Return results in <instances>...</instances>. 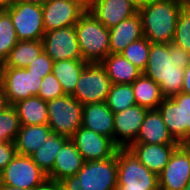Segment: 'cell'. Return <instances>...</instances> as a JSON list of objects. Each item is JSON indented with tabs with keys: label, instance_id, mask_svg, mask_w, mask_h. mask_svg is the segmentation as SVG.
<instances>
[{
	"label": "cell",
	"instance_id": "cell-1",
	"mask_svg": "<svg viewBox=\"0 0 190 190\" xmlns=\"http://www.w3.org/2000/svg\"><path fill=\"white\" fill-rule=\"evenodd\" d=\"M189 63L187 50L173 43H151L143 74L159 85L165 98H170L182 92L184 68Z\"/></svg>",
	"mask_w": 190,
	"mask_h": 190
},
{
	"label": "cell",
	"instance_id": "cell-2",
	"mask_svg": "<svg viewBox=\"0 0 190 190\" xmlns=\"http://www.w3.org/2000/svg\"><path fill=\"white\" fill-rule=\"evenodd\" d=\"M187 3V0H151L139 9L144 38L151 43H172L178 16Z\"/></svg>",
	"mask_w": 190,
	"mask_h": 190
},
{
	"label": "cell",
	"instance_id": "cell-3",
	"mask_svg": "<svg viewBox=\"0 0 190 190\" xmlns=\"http://www.w3.org/2000/svg\"><path fill=\"white\" fill-rule=\"evenodd\" d=\"M60 182L63 190H116L117 157L86 161L76 175Z\"/></svg>",
	"mask_w": 190,
	"mask_h": 190
},
{
	"label": "cell",
	"instance_id": "cell-4",
	"mask_svg": "<svg viewBox=\"0 0 190 190\" xmlns=\"http://www.w3.org/2000/svg\"><path fill=\"white\" fill-rule=\"evenodd\" d=\"M74 26L84 61L87 63H100L110 54L109 29L88 10Z\"/></svg>",
	"mask_w": 190,
	"mask_h": 190
},
{
	"label": "cell",
	"instance_id": "cell-5",
	"mask_svg": "<svg viewBox=\"0 0 190 190\" xmlns=\"http://www.w3.org/2000/svg\"><path fill=\"white\" fill-rule=\"evenodd\" d=\"M116 190H159L158 175L147 169L128 148H119Z\"/></svg>",
	"mask_w": 190,
	"mask_h": 190
},
{
	"label": "cell",
	"instance_id": "cell-6",
	"mask_svg": "<svg viewBox=\"0 0 190 190\" xmlns=\"http://www.w3.org/2000/svg\"><path fill=\"white\" fill-rule=\"evenodd\" d=\"M157 110L172 137L180 144H190V94L164 98Z\"/></svg>",
	"mask_w": 190,
	"mask_h": 190
},
{
	"label": "cell",
	"instance_id": "cell-7",
	"mask_svg": "<svg viewBox=\"0 0 190 190\" xmlns=\"http://www.w3.org/2000/svg\"><path fill=\"white\" fill-rule=\"evenodd\" d=\"M48 123L53 133L69 139L82 126L83 105L72 95L47 102Z\"/></svg>",
	"mask_w": 190,
	"mask_h": 190
},
{
	"label": "cell",
	"instance_id": "cell-8",
	"mask_svg": "<svg viewBox=\"0 0 190 190\" xmlns=\"http://www.w3.org/2000/svg\"><path fill=\"white\" fill-rule=\"evenodd\" d=\"M110 87V78L101 63H88L80 74L72 96L82 105L106 102Z\"/></svg>",
	"mask_w": 190,
	"mask_h": 190
},
{
	"label": "cell",
	"instance_id": "cell-9",
	"mask_svg": "<svg viewBox=\"0 0 190 190\" xmlns=\"http://www.w3.org/2000/svg\"><path fill=\"white\" fill-rule=\"evenodd\" d=\"M47 179V175L30 156L16 154L0 172V185L33 190Z\"/></svg>",
	"mask_w": 190,
	"mask_h": 190
},
{
	"label": "cell",
	"instance_id": "cell-10",
	"mask_svg": "<svg viewBox=\"0 0 190 190\" xmlns=\"http://www.w3.org/2000/svg\"><path fill=\"white\" fill-rule=\"evenodd\" d=\"M6 11L12 19L19 41L42 40L45 34L42 5L16 2Z\"/></svg>",
	"mask_w": 190,
	"mask_h": 190
},
{
	"label": "cell",
	"instance_id": "cell-11",
	"mask_svg": "<svg viewBox=\"0 0 190 190\" xmlns=\"http://www.w3.org/2000/svg\"><path fill=\"white\" fill-rule=\"evenodd\" d=\"M42 75H35L26 68L3 67L2 88L10 105L37 96Z\"/></svg>",
	"mask_w": 190,
	"mask_h": 190
},
{
	"label": "cell",
	"instance_id": "cell-12",
	"mask_svg": "<svg viewBox=\"0 0 190 190\" xmlns=\"http://www.w3.org/2000/svg\"><path fill=\"white\" fill-rule=\"evenodd\" d=\"M190 181V144H180L158 175L159 190H184Z\"/></svg>",
	"mask_w": 190,
	"mask_h": 190
},
{
	"label": "cell",
	"instance_id": "cell-13",
	"mask_svg": "<svg viewBox=\"0 0 190 190\" xmlns=\"http://www.w3.org/2000/svg\"><path fill=\"white\" fill-rule=\"evenodd\" d=\"M70 140L75 144L85 162L114 157L119 149L111 138L83 126L75 131Z\"/></svg>",
	"mask_w": 190,
	"mask_h": 190
},
{
	"label": "cell",
	"instance_id": "cell-14",
	"mask_svg": "<svg viewBox=\"0 0 190 190\" xmlns=\"http://www.w3.org/2000/svg\"><path fill=\"white\" fill-rule=\"evenodd\" d=\"M43 50L54 61L83 60L77 41L75 26L45 32Z\"/></svg>",
	"mask_w": 190,
	"mask_h": 190
},
{
	"label": "cell",
	"instance_id": "cell-15",
	"mask_svg": "<svg viewBox=\"0 0 190 190\" xmlns=\"http://www.w3.org/2000/svg\"><path fill=\"white\" fill-rule=\"evenodd\" d=\"M45 32L74 26L87 11L76 0H48L42 5Z\"/></svg>",
	"mask_w": 190,
	"mask_h": 190
},
{
	"label": "cell",
	"instance_id": "cell-16",
	"mask_svg": "<svg viewBox=\"0 0 190 190\" xmlns=\"http://www.w3.org/2000/svg\"><path fill=\"white\" fill-rule=\"evenodd\" d=\"M148 109L133 105L114 113V142L119 148H128L136 141Z\"/></svg>",
	"mask_w": 190,
	"mask_h": 190
},
{
	"label": "cell",
	"instance_id": "cell-17",
	"mask_svg": "<svg viewBox=\"0 0 190 190\" xmlns=\"http://www.w3.org/2000/svg\"><path fill=\"white\" fill-rule=\"evenodd\" d=\"M179 145L132 143L128 149L147 169L159 175Z\"/></svg>",
	"mask_w": 190,
	"mask_h": 190
},
{
	"label": "cell",
	"instance_id": "cell-18",
	"mask_svg": "<svg viewBox=\"0 0 190 190\" xmlns=\"http://www.w3.org/2000/svg\"><path fill=\"white\" fill-rule=\"evenodd\" d=\"M88 11L108 29L138 12L127 0H96Z\"/></svg>",
	"mask_w": 190,
	"mask_h": 190
},
{
	"label": "cell",
	"instance_id": "cell-19",
	"mask_svg": "<svg viewBox=\"0 0 190 190\" xmlns=\"http://www.w3.org/2000/svg\"><path fill=\"white\" fill-rule=\"evenodd\" d=\"M114 113L106 102L83 105L82 126L114 141Z\"/></svg>",
	"mask_w": 190,
	"mask_h": 190
},
{
	"label": "cell",
	"instance_id": "cell-20",
	"mask_svg": "<svg viewBox=\"0 0 190 190\" xmlns=\"http://www.w3.org/2000/svg\"><path fill=\"white\" fill-rule=\"evenodd\" d=\"M109 34L111 54H119L128 44L144 37L142 22L138 12L135 15L121 21L114 27H111L109 29Z\"/></svg>",
	"mask_w": 190,
	"mask_h": 190
},
{
	"label": "cell",
	"instance_id": "cell-21",
	"mask_svg": "<svg viewBox=\"0 0 190 190\" xmlns=\"http://www.w3.org/2000/svg\"><path fill=\"white\" fill-rule=\"evenodd\" d=\"M134 143L180 144L168 131L159 111L148 110Z\"/></svg>",
	"mask_w": 190,
	"mask_h": 190
},
{
	"label": "cell",
	"instance_id": "cell-22",
	"mask_svg": "<svg viewBox=\"0 0 190 190\" xmlns=\"http://www.w3.org/2000/svg\"><path fill=\"white\" fill-rule=\"evenodd\" d=\"M84 162L75 144L69 139L58 152L47 179L60 182L66 177L74 176L82 168Z\"/></svg>",
	"mask_w": 190,
	"mask_h": 190
},
{
	"label": "cell",
	"instance_id": "cell-23",
	"mask_svg": "<svg viewBox=\"0 0 190 190\" xmlns=\"http://www.w3.org/2000/svg\"><path fill=\"white\" fill-rule=\"evenodd\" d=\"M111 84H132L143 72L119 54H109L101 62Z\"/></svg>",
	"mask_w": 190,
	"mask_h": 190
},
{
	"label": "cell",
	"instance_id": "cell-24",
	"mask_svg": "<svg viewBox=\"0 0 190 190\" xmlns=\"http://www.w3.org/2000/svg\"><path fill=\"white\" fill-rule=\"evenodd\" d=\"M52 130L47 124L43 125H21L14 141L16 153L30 156L46 140Z\"/></svg>",
	"mask_w": 190,
	"mask_h": 190
},
{
	"label": "cell",
	"instance_id": "cell-25",
	"mask_svg": "<svg viewBox=\"0 0 190 190\" xmlns=\"http://www.w3.org/2000/svg\"><path fill=\"white\" fill-rule=\"evenodd\" d=\"M12 106L17 111L21 125H43L48 123L47 102L38 96L19 100Z\"/></svg>",
	"mask_w": 190,
	"mask_h": 190
},
{
	"label": "cell",
	"instance_id": "cell-26",
	"mask_svg": "<svg viewBox=\"0 0 190 190\" xmlns=\"http://www.w3.org/2000/svg\"><path fill=\"white\" fill-rule=\"evenodd\" d=\"M131 85L136 105L148 110H156L165 98L159 85L143 73Z\"/></svg>",
	"mask_w": 190,
	"mask_h": 190
},
{
	"label": "cell",
	"instance_id": "cell-27",
	"mask_svg": "<svg viewBox=\"0 0 190 190\" xmlns=\"http://www.w3.org/2000/svg\"><path fill=\"white\" fill-rule=\"evenodd\" d=\"M84 60H61L53 63L52 73L61 84L65 95H72L84 67Z\"/></svg>",
	"mask_w": 190,
	"mask_h": 190
},
{
	"label": "cell",
	"instance_id": "cell-28",
	"mask_svg": "<svg viewBox=\"0 0 190 190\" xmlns=\"http://www.w3.org/2000/svg\"><path fill=\"white\" fill-rule=\"evenodd\" d=\"M69 140L68 137L51 133L46 140L36 151H34L30 157L33 162L48 175L54 166L55 158L63 147V145Z\"/></svg>",
	"mask_w": 190,
	"mask_h": 190
},
{
	"label": "cell",
	"instance_id": "cell-29",
	"mask_svg": "<svg viewBox=\"0 0 190 190\" xmlns=\"http://www.w3.org/2000/svg\"><path fill=\"white\" fill-rule=\"evenodd\" d=\"M43 51L42 40L19 41L4 61V67L26 68Z\"/></svg>",
	"mask_w": 190,
	"mask_h": 190
},
{
	"label": "cell",
	"instance_id": "cell-30",
	"mask_svg": "<svg viewBox=\"0 0 190 190\" xmlns=\"http://www.w3.org/2000/svg\"><path fill=\"white\" fill-rule=\"evenodd\" d=\"M107 107L113 113L136 105V99L131 84H111L107 99Z\"/></svg>",
	"mask_w": 190,
	"mask_h": 190
},
{
	"label": "cell",
	"instance_id": "cell-31",
	"mask_svg": "<svg viewBox=\"0 0 190 190\" xmlns=\"http://www.w3.org/2000/svg\"><path fill=\"white\" fill-rule=\"evenodd\" d=\"M19 42L12 19L6 10H0V60L8 58L11 49Z\"/></svg>",
	"mask_w": 190,
	"mask_h": 190
},
{
	"label": "cell",
	"instance_id": "cell-32",
	"mask_svg": "<svg viewBox=\"0 0 190 190\" xmlns=\"http://www.w3.org/2000/svg\"><path fill=\"white\" fill-rule=\"evenodd\" d=\"M150 48L151 42L142 37L128 44L120 54L143 72L148 63Z\"/></svg>",
	"mask_w": 190,
	"mask_h": 190
},
{
	"label": "cell",
	"instance_id": "cell-33",
	"mask_svg": "<svg viewBox=\"0 0 190 190\" xmlns=\"http://www.w3.org/2000/svg\"><path fill=\"white\" fill-rule=\"evenodd\" d=\"M175 46L190 53V4L187 3L178 16L173 42Z\"/></svg>",
	"mask_w": 190,
	"mask_h": 190
},
{
	"label": "cell",
	"instance_id": "cell-34",
	"mask_svg": "<svg viewBox=\"0 0 190 190\" xmlns=\"http://www.w3.org/2000/svg\"><path fill=\"white\" fill-rule=\"evenodd\" d=\"M2 142H14L21 124L15 108L11 105L0 114Z\"/></svg>",
	"mask_w": 190,
	"mask_h": 190
},
{
	"label": "cell",
	"instance_id": "cell-35",
	"mask_svg": "<svg viewBox=\"0 0 190 190\" xmlns=\"http://www.w3.org/2000/svg\"><path fill=\"white\" fill-rule=\"evenodd\" d=\"M63 95H65V93L61 87V84L52 72L42 78L37 94L38 97L43 99L45 102H48Z\"/></svg>",
	"mask_w": 190,
	"mask_h": 190
},
{
	"label": "cell",
	"instance_id": "cell-36",
	"mask_svg": "<svg viewBox=\"0 0 190 190\" xmlns=\"http://www.w3.org/2000/svg\"><path fill=\"white\" fill-rule=\"evenodd\" d=\"M53 63L54 61L43 51L36 59H33L26 69L35 75H42V78H44L52 72Z\"/></svg>",
	"mask_w": 190,
	"mask_h": 190
},
{
	"label": "cell",
	"instance_id": "cell-37",
	"mask_svg": "<svg viewBox=\"0 0 190 190\" xmlns=\"http://www.w3.org/2000/svg\"><path fill=\"white\" fill-rule=\"evenodd\" d=\"M16 154L14 142H0V172L12 161Z\"/></svg>",
	"mask_w": 190,
	"mask_h": 190
},
{
	"label": "cell",
	"instance_id": "cell-38",
	"mask_svg": "<svg viewBox=\"0 0 190 190\" xmlns=\"http://www.w3.org/2000/svg\"><path fill=\"white\" fill-rule=\"evenodd\" d=\"M33 190H63L59 181L46 179L41 185L36 186Z\"/></svg>",
	"mask_w": 190,
	"mask_h": 190
},
{
	"label": "cell",
	"instance_id": "cell-39",
	"mask_svg": "<svg viewBox=\"0 0 190 190\" xmlns=\"http://www.w3.org/2000/svg\"><path fill=\"white\" fill-rule=\"evenodd\" d=\"M182 92L190 94V63L184 68Z\"/></svg>",
	"mask_w": 190,
	"mask_h": 190
},
{
	"label": "cell",
	"instance_id": "cell-40",
	"mask_svg": "<svg viewBox=\"0 0 190 190\" xmlns=\"http://www.w3.org/2000/svg\"><path fill=\"white\" fill-rule=\"evenodd\" d=\"M9 106L8 99L4 93L3 88H0V114L3 113Z\"/></svg>",
	"mask_w": 190,
	"mask_h": 190
},
{
	"label": "cell",
	"instance_id": "cell-41",
	"mask_svg": "<svg viewBox=\"0 0 190 190\" xmlns=\"http://www.w3.org/2000/svg\"><path fill=\"white\" fill-rule=\"evenodd\" d=\"M127 1L131 3L138 11L139 9H142L151 0H127Z\"/></svg>",
	"mask_w": 190,
	"mask_h": 190
},
{
	"label": "cell",
	"instance_id": "cell-42",
	"mask_svg": "<svg viewBox=\"0 0 190 190\" xmlns=\"http://www.w3.org/2000/svg\"><path fill=\"white\" fill-rule=\"evenodd\" d=\"M17 0H0V10H6L12 7Z\"/></svg>",
	"mask_w": 190,
	"mask_h": 190
},
{
	"label": "cell",
	"instance_id": "cell-43",
	"mask_svg": "<svg viewBox=\"0 0 190 190\" xmlns=\"http://www.w3.org/2000/svg\"><path fill=\"white\" fill-rule=\"evenodd\" d=\"M87 10L95 3L96 0H76Z\"/></svg>",
	"mask_w": 190,
	"mask_h": 190
},
{
	"label": "cell",
	"instance_id": "cell-44",
	"mask_svg": "<svg viewBox=\"0 0 190 190\" xmlns=\"http://www.w3.org/2000/svg\"><path fill=\"white\" fill-rule=\"evenodd\" d=\"M48 0H17V2L21 3H33V4H39L44 5Z\"/></svg>",
	"mask_w": 190,
	"mask_h": 190
},
{
	"label": "cell",
	"instance_id": "cell-45",
	"mask_svg": "<svg viewBox=\"0 0 190 190\" xmlns=\"http://www.w3.org/2000/svg\"><path fill=\"white\" fill-rule=\"evenodd\" d=\"M0 190H29L25 188H16L13 186H7V185H0Z\"/></svg>",
	"mask_w": 190,
	"mask_h": 190
},
{
	"label": "cell",
	"instance_id": "cell-46",
	"mask_svg": "<svg viewBox=\"0 0 190 190\" xmlns=\"http://www.w3.org/2000/svg\"><path fill=\"white\" fill-rule=\"evenodd\" d=\"M3 67L4 63L0 60V88L2 87Z\"/></svg>",
	"mask_w": 190,
	"mask_h": 190
},
{
	"label": "cell",
	"instance_id": "cell-47",
	"mask_svg": "<svg viewBox=\"0 0 190 190\" xmlns=\"http://www.w3.org/2000/svg\"><path fill=\"white\" fill-rule=\"evenodd\" d=\"M184 190H190V181L187 183V185L185 186Z\"/></svg>",
	"mask_w": 190,
	"mask_h": 190
},
{
	"label": "cell",
	"instance_id": "cell-48",
	"mask_svg": "<svg viewBox=\"0 0 190 190\" xmlns=\"http://www.w3.org/2000/svg\"><path fill=\"white\" fill-rule=\"evenodd\" d=\"M0 142H2L1 127H0Z\"/></svg>",
	"mask_w": 190,
	"mask_h": 190
}]
</instances>
